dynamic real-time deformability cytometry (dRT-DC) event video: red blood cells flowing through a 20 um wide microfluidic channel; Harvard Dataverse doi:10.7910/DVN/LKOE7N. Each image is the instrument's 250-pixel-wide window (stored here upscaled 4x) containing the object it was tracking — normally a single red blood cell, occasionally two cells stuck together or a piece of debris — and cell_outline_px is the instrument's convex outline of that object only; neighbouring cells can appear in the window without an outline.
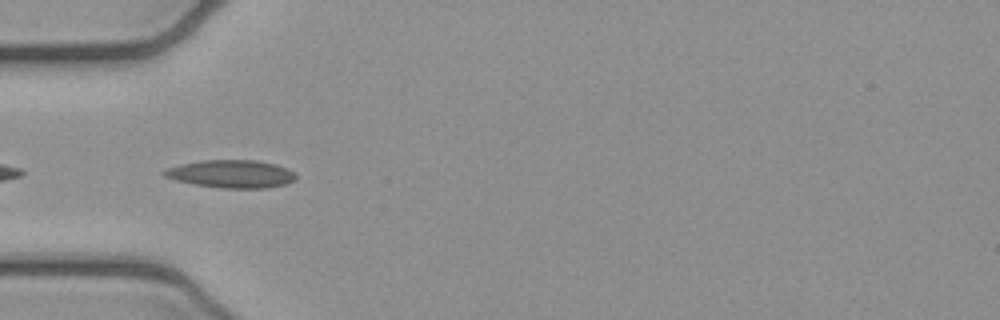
{"species": "common noctule bat (a hibernating species)", "species_latin": "Nyctalus noctula", "temperature_condition": "cold", "stored_images_in_passage": 5, "camera_frame_rate_fps": 3000, "um_per_image_px": 0.085, "animal": {"sex": "female", "body_mass_g": 21.9}, "frame": {"image": 1, "passage_image": 3, "time_ms": 0.667, "image_size_px": [1000, 320], "cell_outline_px": [[296, 180], [284, 184], [268, 188], [220, 188], [192, 184], [176, 180], [164, 176], [160, 172], [168, 168], [180, 164], [200, 160], [256, 160], [276, 164], [288, 168], [296, 172]], "centroid_in_image_um": [19.67, 14.78], "position_along_channel_um": 65.3, "area_um2": 21.62}}
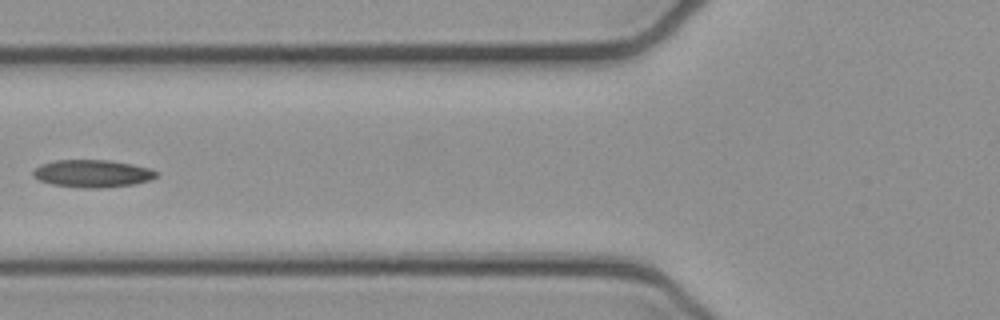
{"frame": {"image": 2, "passage_image": 4, "time_ms": 1.0, "image_size_px": [1000, 320], "cell_outline_px": [[160, 172], [156, 176], [148, 180], [132, 184], [100, 188], [84, 188], [52, 184], [40, 180], [32, 176], [32, 172], [40, 164], [56, 160], [108, 160], [132, 164], [148, 168]], "centroid_in_image_um": [7.83, 14.74], "position_along_channel_um": 118.0, "area_um2": 19.59}}
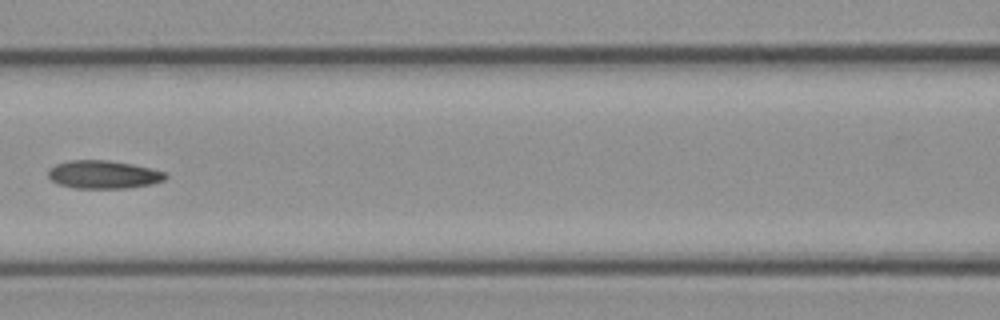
{"frame": {"image": 3, "passage_image": 5, "time_ms": 1.333, "image_size_px": [1000, 320], "cell_outline_px": [[168, 176], [164, 180], [152, 184], [128, 188], [76, 188], [60, 184], [52, 180], [48, 176], [48, 168], [56, 164], [68, 160], [108, 160], [132, 164], [164, 172]], "centroid_in_image_um": [8.78, 14.83], "position_along_channel_um": 157.8, "area_um2": 19.13}}